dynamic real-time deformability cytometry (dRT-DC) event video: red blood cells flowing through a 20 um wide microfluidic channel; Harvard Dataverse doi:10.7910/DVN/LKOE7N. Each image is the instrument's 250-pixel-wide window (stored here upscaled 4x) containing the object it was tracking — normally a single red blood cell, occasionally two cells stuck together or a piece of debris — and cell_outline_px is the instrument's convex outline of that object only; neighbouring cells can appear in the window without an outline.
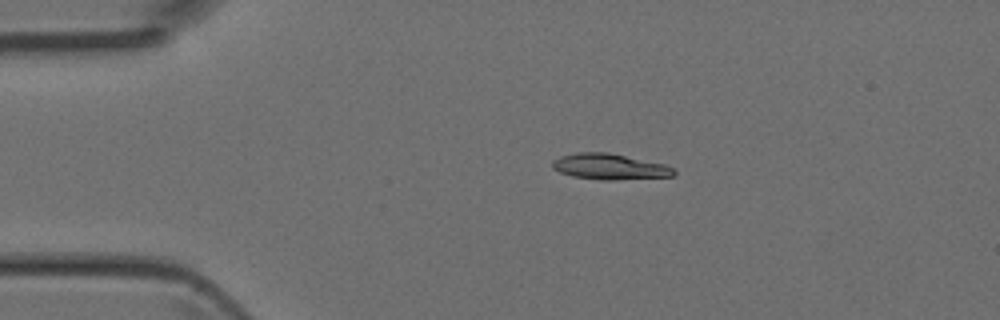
{"species": "Egyptian fruit bat (a non-hibernating species)", "species_latin": "Rousettus aegyptiacus", "temperature_condition": "room temperature", "stored_images_in_passage": 3, "camera_frame_rate_fps": 3000, "um_per_image_px": 0.085, "animal": {"sex": "female"}, "frame": {"image": 1, "passage_image": 1, "time_ms": 0.0, "image_size_px": [1000, 320], "cell_outline_px": [[676, 172], [672, 176], [616, 180], [600, 180], [572, 176], [560, 172], [552, 168], [552, 160], [560, 156], [576, 152], [608, 152], [664, 164], [672, 168]], "centroid_in_image_um": [51.77, 14.16], "position_along_channel_um": 33.2, "area_um2": 18.26}}